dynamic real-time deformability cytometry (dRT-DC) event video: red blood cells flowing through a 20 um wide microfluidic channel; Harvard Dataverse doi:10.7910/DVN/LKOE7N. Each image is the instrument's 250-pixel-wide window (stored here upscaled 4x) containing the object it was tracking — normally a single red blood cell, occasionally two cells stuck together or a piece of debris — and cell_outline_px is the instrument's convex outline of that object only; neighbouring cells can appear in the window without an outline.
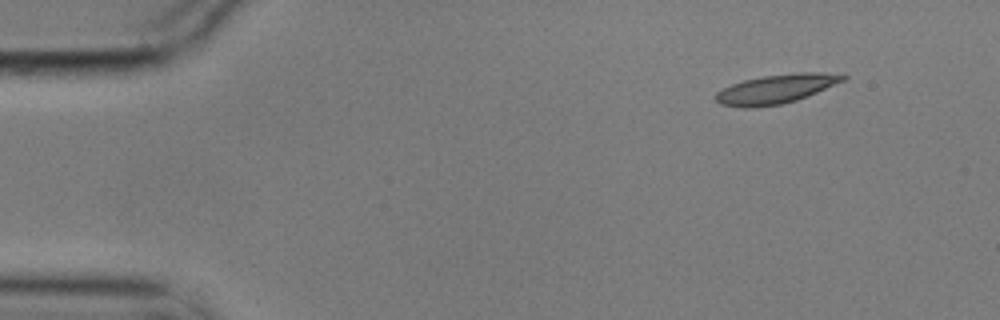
{"species": "common noctule bat (a hibernating species)", "species_latin": "Nyctalus noctula", "temperature_condition": "cold", "stored_images_in_passage": 51, "camera_frame_rate_fps": 3000, "um_per_image_px": 0.085, "animal": {"sex": "male", "body_mass_g": 17.9}, "frame": {"image": 1, "passage_image": 1, "time_ms": 0.0, "image_size_px": [1000, 320], "cell_outline_px": [[848, 76], [844, 80], [816, 92], [796, 100], [780, 104], [748, 108], [744, 108], [720, 104], [716, 100], [716, 92], [732, 84], [744, 80], [764, 76], [800, 72], [820, 72]], "centroid_in_image_um": [65.93, 7.56], "position_along_channel_um": 19.1, "area_um2": 21.1}}
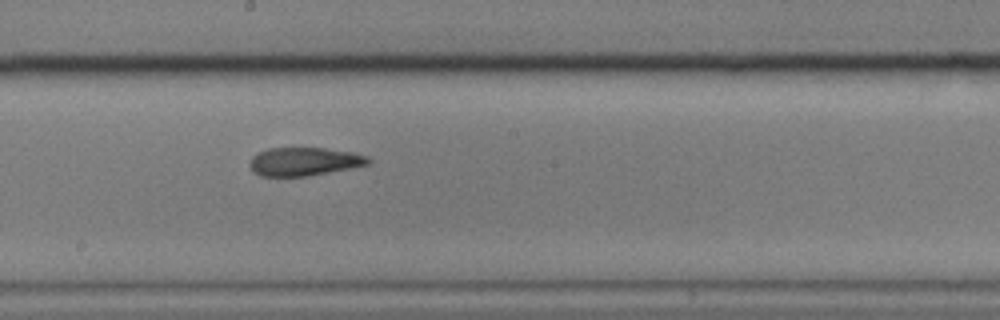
{"frame": {"image": 2, "passage_image": 26, "time_ms": 8.333, "image_size_px": [1000, 320], "cell_outline_px": [[372, 164], [352, 168], [308, 176], [260, 176], [252, 172], [248, 164], [252, 156], [268, 148], [324, 148], [352, 152], [368, 156], [372, 160]], "centroid_in_image_um": [25.87, 13.74], "position_along_channel_um": 222.3, "area_um2": 19.83}}
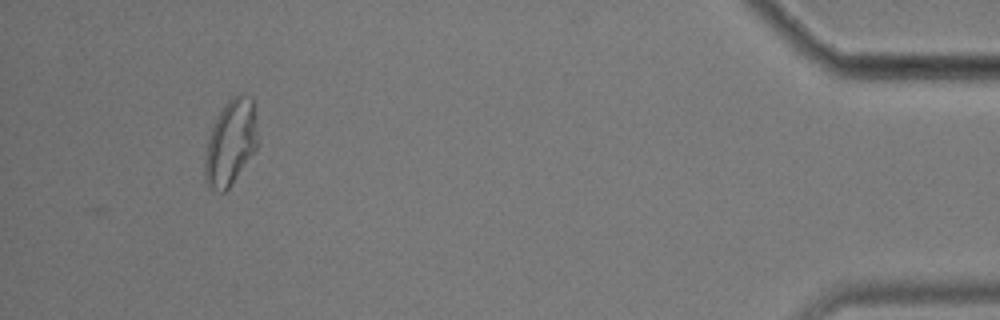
{"frame": {"image": 3, "passage_image": 48, "time_ms": 15.667, "image_size_px": [1000, 320], "cell_outline_px": [[260, 140], [256, 148], [232, 184], [224, 192], [220, 192], [208, 188], [204, 180], [204, 160], [208, 140], [212, 128], [220, 112], [228, 100], [232, 96], [244, 96], [252, 100]], "centroid_in_image_um": [19.6, 12.18], "position_along_channel_um": 415.6, "area_um2": 26.13}, "authors_computed_cell_mechanics": {"area_um2": 21.1548, "velocity_mm_per_s": 3.5314, "shape_relaxation_time_tau1_ms": null, "shape_relaxation_time_tau2_ms": 3.716, "deformation_change_tau1": null, "deformation_change_tau2": 0.1107}}